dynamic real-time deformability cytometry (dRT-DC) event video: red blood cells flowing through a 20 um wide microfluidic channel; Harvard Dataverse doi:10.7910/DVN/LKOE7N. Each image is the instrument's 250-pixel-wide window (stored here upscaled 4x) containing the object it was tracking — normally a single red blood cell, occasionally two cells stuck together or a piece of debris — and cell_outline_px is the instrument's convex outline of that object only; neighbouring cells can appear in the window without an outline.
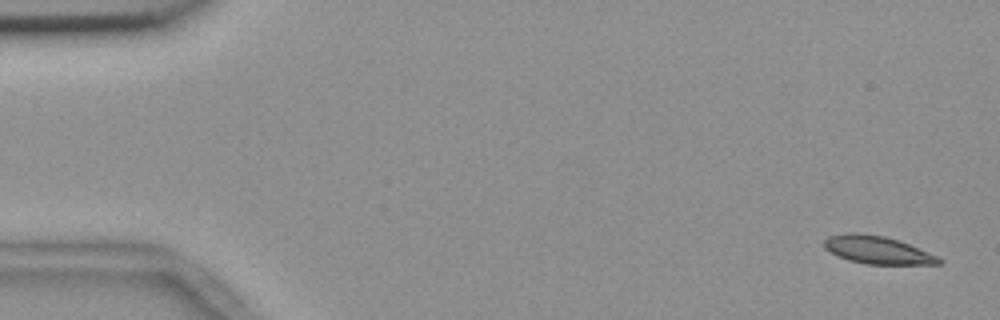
{"species": "common noctule bat (a hibernating species)", "species_latin": "Nyctalus noctula", "temperature_condition": "room temperature", "stored_images_in_passage": 4, "camera_frame_rate_fps": 3000, "um_per_image_px": 0.085, "animal": {"sex": "female", "body_mass_g": 18.4}, "frame": {"image": 1, "passage_image": 1, "time_ms": 0.0, "image_size_px": [1000, 320], "cell_outline_px": [[944, 260], [940, 264], [864, 264], [848, 260], [824, 248], [824, 240], [828, 236], [844, 232], [860, 232], [884, 236], [908, 244], [936, 256]], "centroid_in_image_um": [74.53, 21.23], "position_along_channel_um": 10.5, "area_um2": 18.44}}
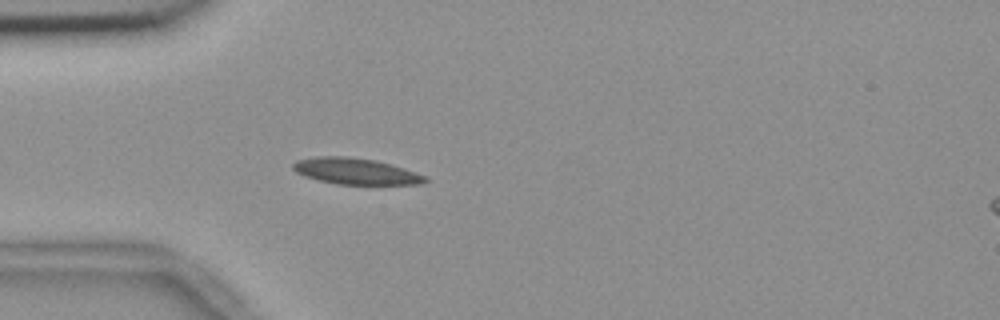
{"frame": {"image": 2, "passage_image": 4, "time_ms": 1.0, "image_size_px": [1000, 320], "cell_outline_px": [[428, 180], [424, 184], [336, 184], [304, 176], [296, 172], [292, 168], [292, 164], [296, 160], [316, 156], [348, 156], [372, 160], [404, 168], [428, 176]], "centroid_in_image_um": [30.23, 14.55], "position_along_channel_um": 54.8, "area_um2": 20.11}}